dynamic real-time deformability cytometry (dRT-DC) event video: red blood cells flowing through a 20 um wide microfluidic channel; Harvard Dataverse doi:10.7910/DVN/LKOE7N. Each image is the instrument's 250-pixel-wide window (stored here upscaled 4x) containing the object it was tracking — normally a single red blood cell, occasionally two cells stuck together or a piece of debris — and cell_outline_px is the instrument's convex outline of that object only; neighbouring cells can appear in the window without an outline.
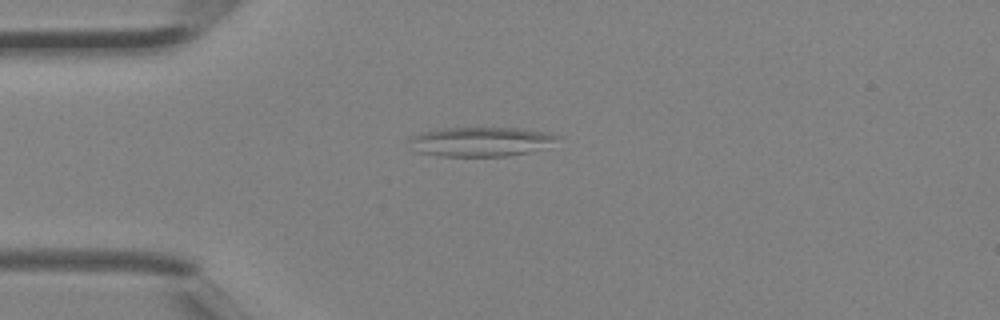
{"species": "Egyptian fruit bat (a non-hibernating species)", "species_latin": "Rousettus aegyptiacus", "temperature_condition": "room temperature", "stored_images_in_passage": 1, "camera_frame_rate_fps": 3000, "um_per_image_px": 0.085, "animal": {"sex": "female"}, "frame": {"image": 1, "passage_image": 1, "time_ms": 0.0, "image_size_px": [1000, 320], "cell_outline_px": [[560, 136], [544, 148], [528, 152], [508, 156], [440, 156], [416, 152], [408, 140], [412, 136], [420, 132], [444, 128], [516, 128], [544, 132]], "centroid_in_image_um": [40.8, 12.04], "position_along_channel_um": 44.2, "area_um2": 25.14}}